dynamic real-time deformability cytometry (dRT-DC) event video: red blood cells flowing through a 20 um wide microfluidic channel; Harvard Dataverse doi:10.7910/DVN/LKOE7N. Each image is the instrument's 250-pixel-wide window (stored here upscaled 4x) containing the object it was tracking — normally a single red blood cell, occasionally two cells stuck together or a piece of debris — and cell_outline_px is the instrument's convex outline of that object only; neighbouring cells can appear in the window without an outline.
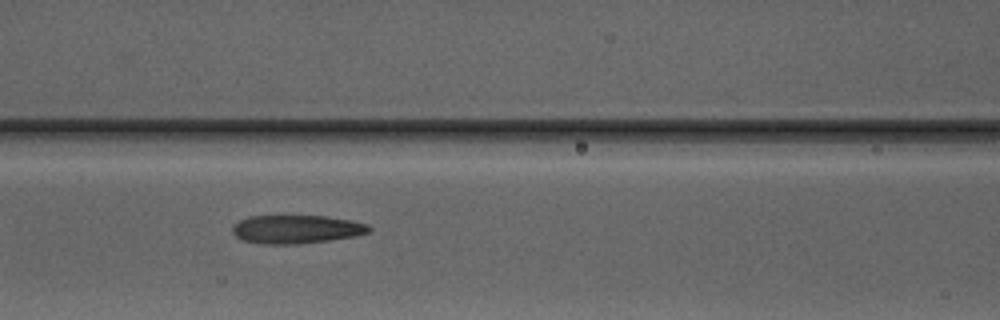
{"species": "Egyptian fruit bat (a non-hibernating species)", "species_latin": "Rousettus aegyptiacus", "temperature_condition": "warm", "stored_images_in_passage": 7, "camera_frame_rate_fps": 3000, "um_per_image_px": 0.085, "animal": {"sex": "male"}, "frame": {"image": 1, "passage_image": 6, "time_ms": 6.333, "image_size_px": [1000, 320], "cell_outline_px": [[372, 232], [356, 236], [328, 240], [296, 244], [260, 244], [240, 240], [232, 232], [232, 228], [240, 220], [248, 216], [328, 216], [368, 224], [372, 228]], "centroid_in_image_um": [25.2, 19.49], "position_along_channel_um": 141.4, "area_um2": 22.72}}
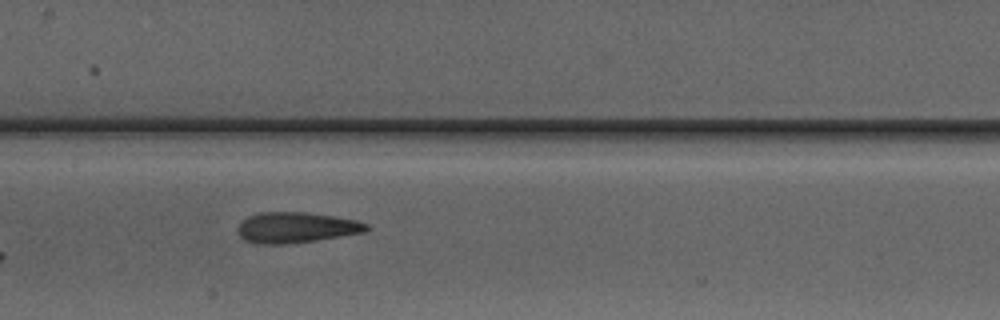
{"frame": {"image": 2, "passage_image": 7, "time_ms": 7.333, "image_size_px": [1000, 320], "cell_outline_px": [[368, 228], [364, 232], [316, 240], [288, 244], [256, 244], [244, 240], [240, 236], [236, 228], [240, 220], [256, 212], [304, 212], [332, 216], [356, 220], [368, 224]], "centroid_in_image_um": [25.08, 19.34], "position_along_channel_um": 182.3, "area_um2": 23.12}}